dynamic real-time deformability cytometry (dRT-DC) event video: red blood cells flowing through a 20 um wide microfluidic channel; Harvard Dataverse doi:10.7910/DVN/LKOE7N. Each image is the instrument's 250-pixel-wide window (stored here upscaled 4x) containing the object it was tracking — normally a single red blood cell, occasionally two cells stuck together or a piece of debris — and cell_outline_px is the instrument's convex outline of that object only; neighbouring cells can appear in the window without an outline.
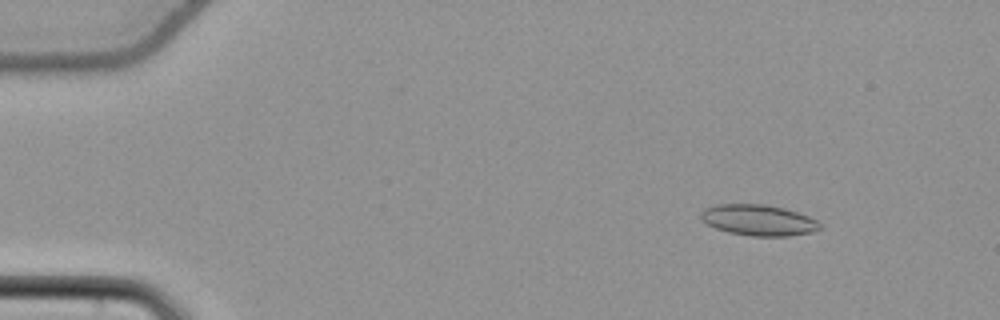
{"species": "common noctule bat (a hibernating species)", "species_latin": "Nyctalus noctula", "temperature_condition": "cold", "stored_images_in_passage": 56, "camera_frame_rate_fps": 3000, "um_per_image_px": 0.085, "animal": {"sex": "female", "body_mass_g": 22.7, "forearm_length_mm": 54.2}, "frame": {"image": 1, "passage_image": 8, "time_ms": 2.333, "image_size_px": [1000, 320], "cell_outline_px": [[824, 228], [812, 232], [788, 236], [752, 236], [728, 232], [716, 228], [700, 220], [700, 212], [704, 208], [716, 204], [764, 204], [784, 208], [808, 216], [816, 220]], "centroid_in_image_um": [64.45, 18.71], "position_along_channel_um": 20.5, "area_um2": 21.56}}
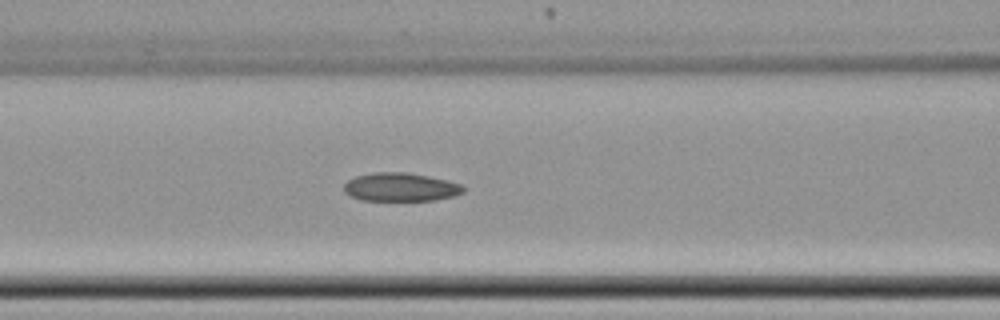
{"frame": {"image": 2, "passage_image": 25, "time_ms": 8.0, "image_size_px": [1000, 320], "cell_outline_px": [[464, 192], [452, 196], [432, 200], [360, 200], [344, 192], [344, 184], [348, 180], [356, 176], [376, 172], [404, 172], [428, 176], [448, 180], [460, 184], [464, 188]], "centroid_in_image_um": [34.03, 15.9], "position_along_channel_um": 132.6, "area_um2": 19.59}}
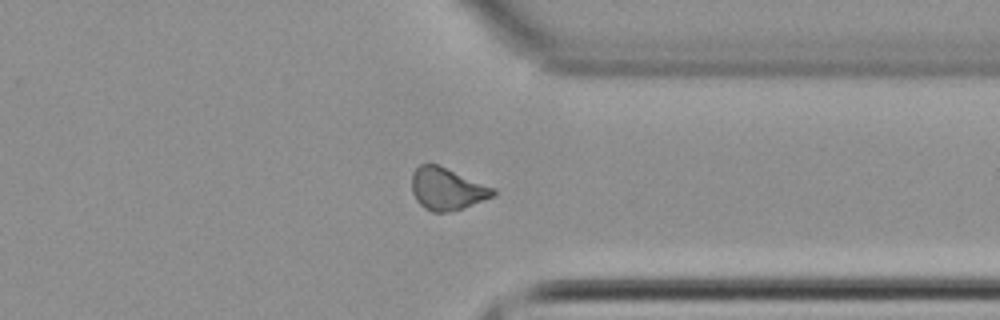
{"frame": {"image": 3, "passage_image": 44, "time_ms": 14.333, "image_size_px": [1000, 320], "cell_outline_px": [[496, 196], [464, 208], [448, 212], [432, 212], [424, 208], [416, 200], [412, 192], [412, 172], [420, 164], [436, 164], [496, 188]], "centroid_in_image_um": [38.01, 16.07], "position_along_channel_um": 373.4, "area_um2": 20.11}, "authors_computed_cell_mechanics": {"area_um2": 20.5768, "velocity_mm_per_s": 3.8286, "shape_relaxation_time_tau1_ms": 7.6844, "shape_relaxation_time_tau2_ms": 4.8975, "deformation_change_tau1": 0.1143, "deformation_change_tau2": 0.0961}}